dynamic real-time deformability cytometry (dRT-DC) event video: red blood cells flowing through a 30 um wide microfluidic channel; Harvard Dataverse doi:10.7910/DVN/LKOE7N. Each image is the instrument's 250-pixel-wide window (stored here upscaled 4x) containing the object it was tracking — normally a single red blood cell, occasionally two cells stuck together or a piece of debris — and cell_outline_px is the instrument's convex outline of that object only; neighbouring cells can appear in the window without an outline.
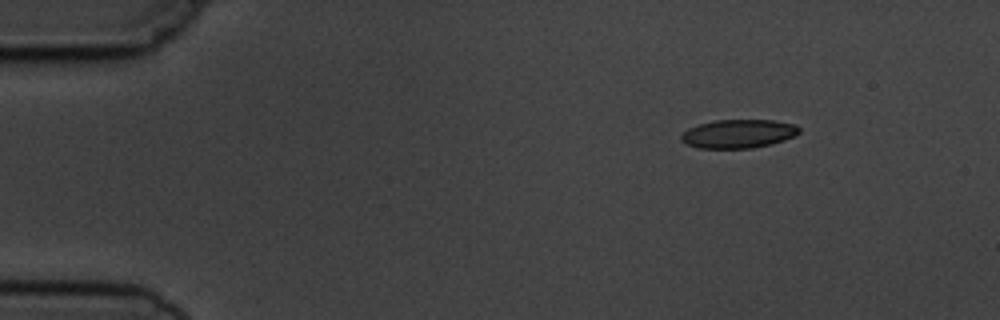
{"species": "common noctule bat (a hibernating species)", "species_latin": "Nyctalus noctula", "temperature_condition": "cold", "stored_images_in_passage": 4, "camera_frame_rate_fps": 3000, "um_per_image_px": 0.085, "animal": {"sex": "male", "body_mass_g": 19.5, "forearm_length_mm": 54.6}, "frame": {"image": 1, "passage_image": 1, "time_ms": 0.0, "image_size_px": [1000, 320], "cell_outline_px": [[800, 132], [784, 140], [772, 144], [752, 148], [700, 148], [688, 144], [680, 140], [680, 136], [688, 128], [700, 124], [716, 120], [776, 120], [796, 124], [800, 128]], "centroid_in_image_um": [62.79, 11.36], "position_along_channel_um": 22.2, "area_um2": 19.65}}
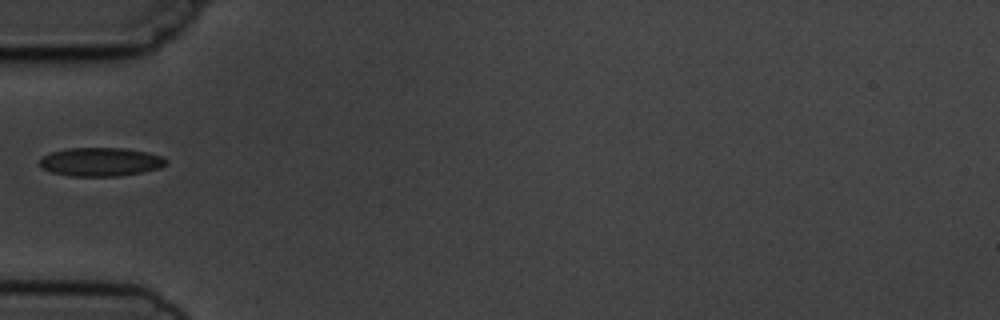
{"frame": {"image": 2, "passage_image": 4, "time_ms": 3.667, "image_size_px": [1000, 320], "cell_outline_px": [[168, 164], [160, 168], [120, 176], [68, 176], [52, 172], [40, 168], [40, 156], [64, 148], [124, 148], [164, 156], [168, 160]], "centroid_in_image_um": [8.54, 13.76], "position_along_channel_um": 76.5, "area_um2": 21.27}}